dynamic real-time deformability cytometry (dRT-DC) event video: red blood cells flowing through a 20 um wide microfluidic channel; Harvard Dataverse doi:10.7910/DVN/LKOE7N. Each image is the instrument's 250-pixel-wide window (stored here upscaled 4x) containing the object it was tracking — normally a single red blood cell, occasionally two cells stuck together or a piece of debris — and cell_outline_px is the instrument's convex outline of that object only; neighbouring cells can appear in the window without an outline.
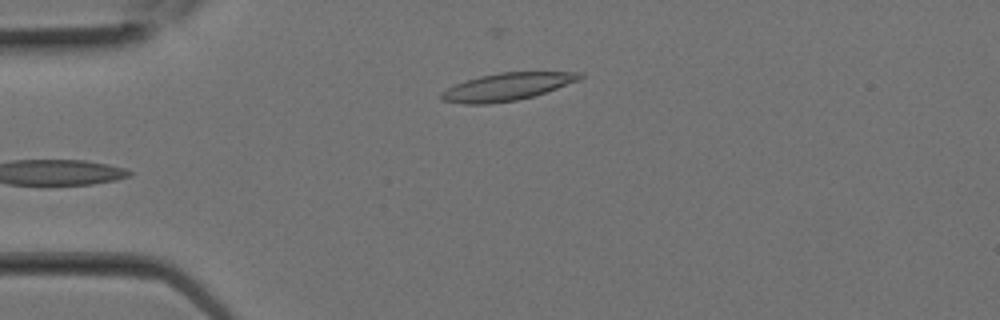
{"species": "Egyptian fruit bat (a non-hibernating species)", "species_latin": "Rousettus aegyptiacus", "temperature_condition": "room temperature", "stored_images_in_passage": 7, "camera_frame_rate_fps": 3000, "um_per_image_px": 0.085, "animal": {"sex": "female"}, "frame": {"image": 1, "passage_image": 7, "time_ms": 2.0, "image_size_px": [1000, 320], "cell_outline_px": [[584, 76], [580, 80], [532, 96], [516, 100], [488, 104], [464, 104], [440, 100], [440, 92], [464, 80], [480, 76], [500, 72], [580, 72]], "centroid_in_image_um": [43.05, 7.37], "position_along_channel_um": 42.0, "area_um2": 22.08}}